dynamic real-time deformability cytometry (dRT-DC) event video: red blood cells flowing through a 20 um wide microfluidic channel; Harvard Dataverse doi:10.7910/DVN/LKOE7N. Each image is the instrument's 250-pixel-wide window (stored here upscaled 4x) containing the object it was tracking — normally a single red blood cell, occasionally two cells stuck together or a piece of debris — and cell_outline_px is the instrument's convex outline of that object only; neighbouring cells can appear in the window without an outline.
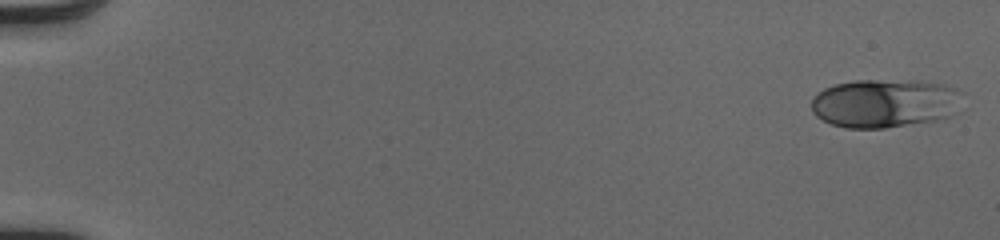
{"species": "human", "species_latin": "Homo sapiens", "temperature_condition": "cold", "stored_images_in_passage": 51, "camera_frame_rate_fps": 3000, "um_per_image_px": 0.085, "donor": {"sex": "male"}, "frame": {"image": 1, "passage_image": 1, "time_ms": 0.0, "image_size_px": [1000, 240], "cell_outline_px": [[956, 88], [948, 116], [936, 120], [884, 128], [844, 128], [832, 124], [816, 116], [812, 112], [812, 100], [824, 88], [836, 84], [856, 80], [916, 80], [944, 84]], "centroid_in_image_um": [75.05, 8.77], "position_along_channel_um": 10.0, "area_um2": 41.62}}
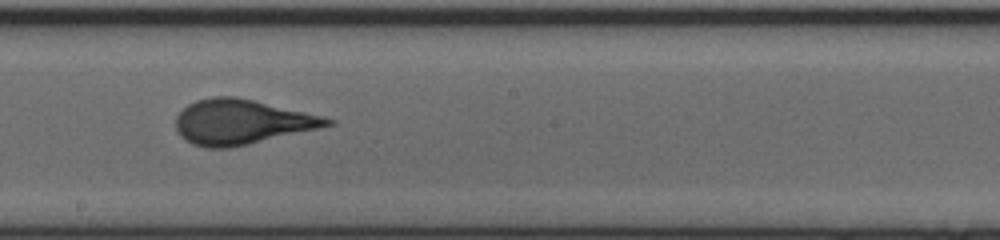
{"frame": {"image": 2, "passage_image": 30, "time_ms": 9.667, "image_size_px": [1000, 240], "cell_outline_px": [[336, 124], [248, 144], [228, 148], [208, 148], [192, 144], [180, 136], [176, 128], [176, 116], [188, 104], [196, 100], [212, 96], [236, 96], [324, 116], [336, 120]], "centroid_in_image_um": [20.53, 10.35], "position_along_channel_um": 227.7, "area_um2": 39.48}}
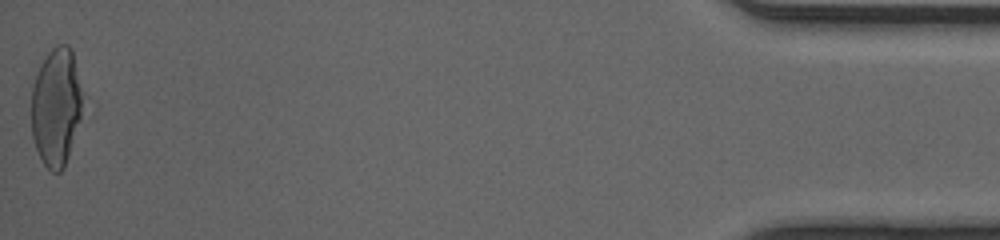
{"frame": {"image": 3, "passage_image": 51, "time_ms": 16.667, "image_size_px": [1000, 240], "cell_outline_px": [[88, 96], [64, 168], [60, 172], [52, 172], [44, 164], [36, 148], [32, 136], [32, 88], [40, 64], [48, 52], [56, 44], [68, 44], [72, 48]], "centroid_in_image_um": [4.86, 9.0], "position_along_channel_um": 430.3, "area_um2": 36.59}, "authors_computed_cell_mechanics": {"area_um2": 38.5526, "velocity_mm_per_s": 4.0937, "shape_relaxation_time_tau1_ms": 3.6681, "shape_relaxation_time_tau2_ms": null, "deformation_change_tau1": 0.1668, "deformation_change_tau2": null}}